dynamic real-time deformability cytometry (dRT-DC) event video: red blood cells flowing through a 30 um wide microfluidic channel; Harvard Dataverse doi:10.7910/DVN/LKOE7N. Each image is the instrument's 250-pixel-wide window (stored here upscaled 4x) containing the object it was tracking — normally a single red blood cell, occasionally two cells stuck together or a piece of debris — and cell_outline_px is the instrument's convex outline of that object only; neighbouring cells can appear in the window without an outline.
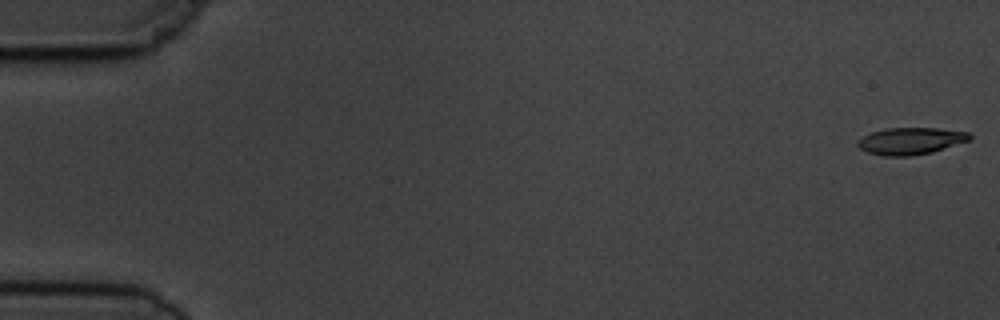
{"species": "common noctule bat (a hibernating species)", "species_latin": "Nyctalus noctula", "temperature_condition": "cold", "stored_images_in_passage": 7, "camera_frame_rate_fps": 3000, "um_per_image_px": 0.085, "animal": {"sex": "male", "body_mass_g": 19.5, "forearm_length_mm": 54.6}, "frame": {"image": 1, "passage_image": 1, "time_ms": 0.0, "image_size_px": [1000, 320], "cell_outline_px": [[972, 140], [932, 152], [908, 156], [884, 156], [868, 152], [860, 148], [856, 144], [856, 140], [872, 132], [888, 128], [936, 128], [968, 132], [972, 136]], "centroid_in_image_um": [77.42, 11.98], "position_along_channel_um": 7.6, "area_um2": 17.57}}